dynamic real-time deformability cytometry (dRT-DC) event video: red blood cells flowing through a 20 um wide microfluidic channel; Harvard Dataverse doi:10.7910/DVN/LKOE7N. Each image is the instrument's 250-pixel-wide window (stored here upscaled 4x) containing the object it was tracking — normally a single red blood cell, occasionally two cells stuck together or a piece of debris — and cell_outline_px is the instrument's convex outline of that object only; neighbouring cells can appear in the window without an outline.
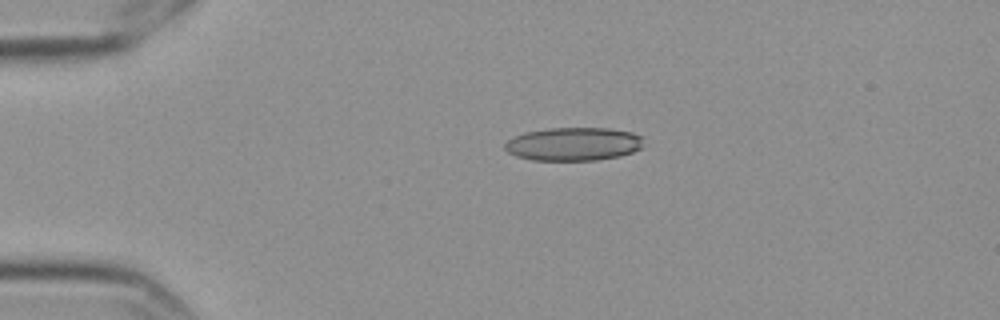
{"species": "Egyptian fruit bat (a non-hibernating species)", "species_latin": "Rousettus aegyptiacus", "temperature_condition": "cold", "stored_images_in_passage": 3, "camera_frame_rate_fps": 3000, "um_per_image_px": 0.085, "frame": {"image": 1, "passage_image": 1, "time_ms": 0.0, "image_size_px": [1000, 320], "cell_outline_px": [[640, 148], [632, 152], [620, 156], [596, 160], [532, 160], [516, 156], [508, 152], [504, 148], [504, 144], [508, 140], [524, 132], [548, 128], [608, 128], [632, 132], [640, 136]], "centroid_in_image_um": [48.7, 12.24], "position_along_channel_um": 36.3, "area_um2": 26.76}}
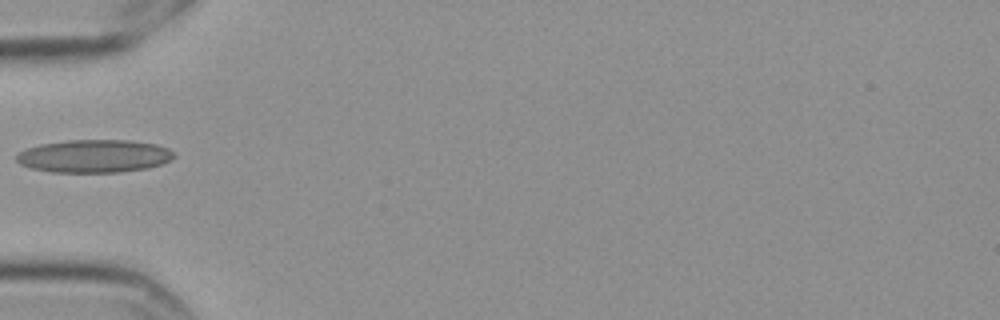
{"frame": {"image": 2, "passage_image": 3, "time_ms": 0.667, "image_size_px": [1000, 320], "cell_outline_px": [[176, 156], [160, 164], [148, 168], [120, 172], [52, 172], [32, 168], [20, 164], [16, 160], [16, 152], [40, 144], [68, 140], [132, 140], [156, 144], [168, 148], [176, 152]], "centroid_in_image_um": [8.01, 13.26], "position_along_channel_um": 77.0, "area_um2": 30.35}}